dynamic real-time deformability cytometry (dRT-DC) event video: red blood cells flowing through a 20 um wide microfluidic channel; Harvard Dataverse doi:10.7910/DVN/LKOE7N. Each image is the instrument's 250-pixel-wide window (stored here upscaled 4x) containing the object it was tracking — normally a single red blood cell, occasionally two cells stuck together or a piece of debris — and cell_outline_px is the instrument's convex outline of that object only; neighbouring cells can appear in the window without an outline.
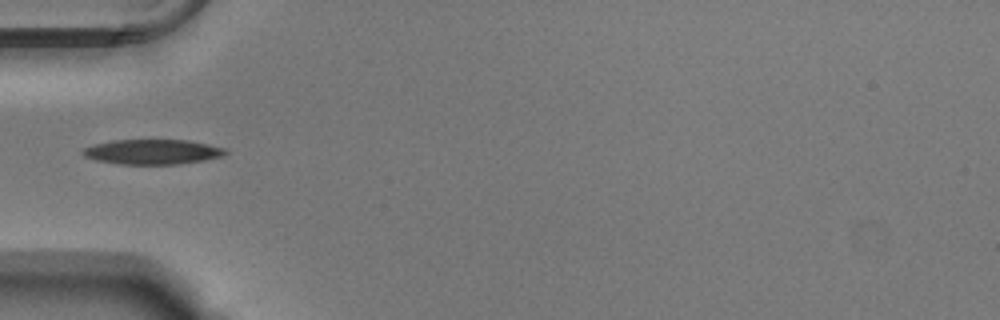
{"species": "Egyptian fruit bat (a non-hibernating species)", "species_latin": "Rousettus aegyptiacus", "temperature_condition": "warm", "stored_images_in_passage": 37, "camera_frame_rate_fps": 3000, "um_per_image_px": 0.085, "animal": {"sex": "male"}, "frame": {"image": 1, "passage_image": 1, "time_ms": 0.0, "image_size_px": [1000, 320], "cell_outline_px": [[228, 152], [224, 156], [204, 160], [180, 164], [120, 164], [96, 160], [84, 156], [80, 152], [84, 148], [92, 144], [112, 140], [188, 140], [208, 144], [224, 148]], "centroid_in_image_um": [12.95, 12.9], "position_along_channel_um": 72.1, "area_um2": 20.81}}
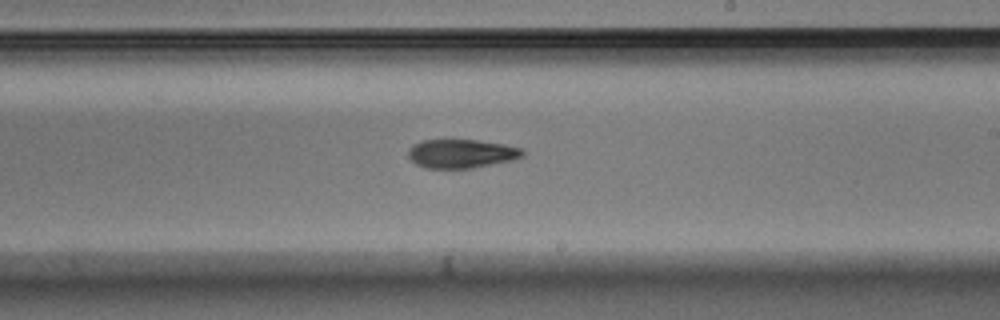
{"frame": {"image": 2, "passage_image": 15, "time_ms": 4.667, "image_size_px": [1000, 320], "cell_outline_px": [[524, 156], [512, 160], [472, 168], [424, 168], [416, 164], [408, 156], [408, 148], [412, 144], [424, 140], [476, 140], [504, 144], [524, 148]], "centroid_in_image_um": [39.22, 13.05], "position_along_channel_um": 249.8, "area_um2": 19.25}}
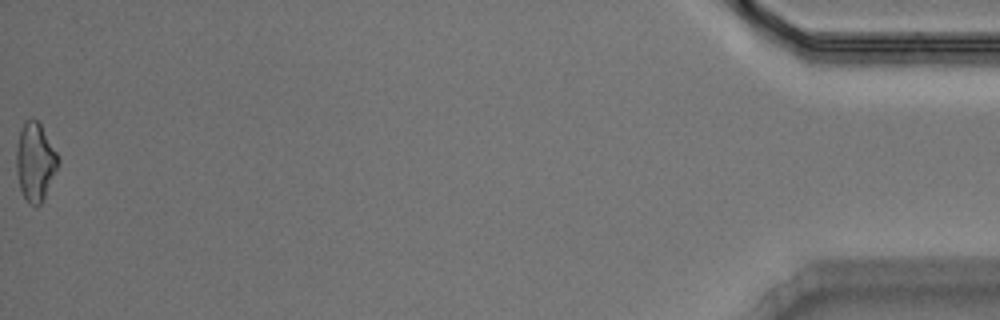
{"frame": {"image": 3, "passage_image": 37, "time_ms": 12.0, "image_size_px": [1000, 320], "cell_outline_px": [[60, 160], [44, 196], [40, 204], [36, 208], [28, 204], [20, 188], [16, 172], [16, 144], [20, 128], [24, 120], [32, 116], [40, 124], [56, 152]], "centroid_in_image_um": [2.95, 13.72], "position_along_channel_um": 432.3, "area_um2": 19.02}, "authors_computed_cell_mechanics": {"area_um2": 19.4208, "velocity_mm_per_s": 3.7915, "shape_relaxation_time_tau1_ms": 3.9949, "shape_relaxation_time_tau2_ms": 4.9997, "deformation_change_tau1": 0.1524, "deformation_change_tau2": 0.1395}}